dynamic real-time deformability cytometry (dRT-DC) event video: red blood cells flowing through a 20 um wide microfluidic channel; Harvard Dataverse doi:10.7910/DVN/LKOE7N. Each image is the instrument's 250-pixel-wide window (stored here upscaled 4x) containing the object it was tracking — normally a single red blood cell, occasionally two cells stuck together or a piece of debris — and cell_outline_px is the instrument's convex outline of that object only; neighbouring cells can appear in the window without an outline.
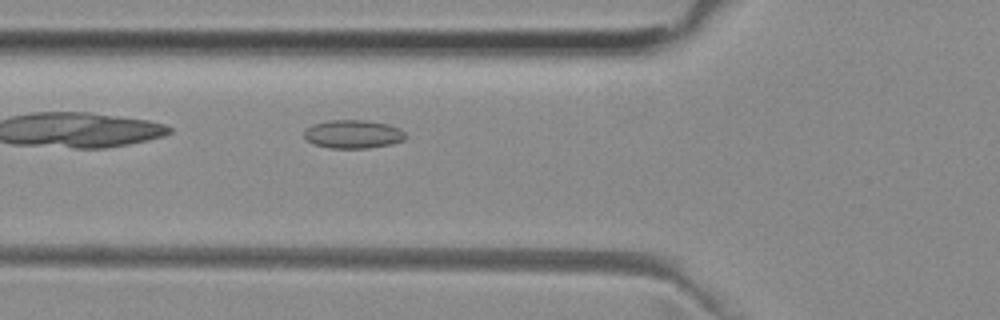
{"species": "common noctule bat (a hibernating species)", "species_latin": "Nyctalus noctula", "temperature_condition": "room temperature", "stored_images_in_passage": 30, "camera_frame_rate_fps": 3000, "um_per_image_px": 0.085, "animal": {"sex": "female", "body_mass_g": 29.2, "forearm_length_mm": 56.3}, "frame": {"image": 1, "passage_image": 4, "time_ms": 1.0, "image_size_px": [1000, 320], "cell_outline_px": [[408, 136], [404, 140], [392, 144], [368, 148], [328, 148], [312, 144], [304, 136], [304, 132], [312, 124], [328, 120], [364, 120], [388, 124], [400, 128]], "centroid_in_image_um": [30.03, 11.4], "position_along_channel_um": 95.8, "area_um2": 16.94}}
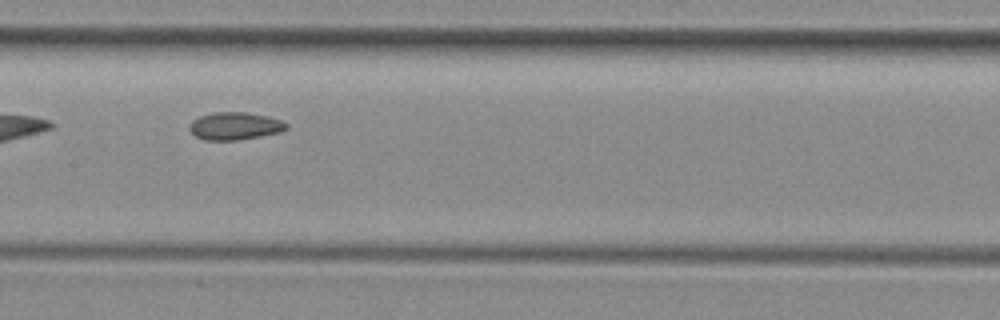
{"frame": {"image": 2, "passage_image": 11, "time_ms": 3.333, "image_size_px": [1000, 320], "cell_outline_px": [[288, 128], [280, 132], [260, 136], [236, 140], [204, 140], [196, 136], [188, 128], [188, 124], [192, 120], [200, 116], [216, 112], [248, 112], [268, 116], [280, 120], [288, 124]], "centroid_in_image_um": [19.95, 10.7], "position_along_channel_um": 187.4, "area_um2": 15.61}}
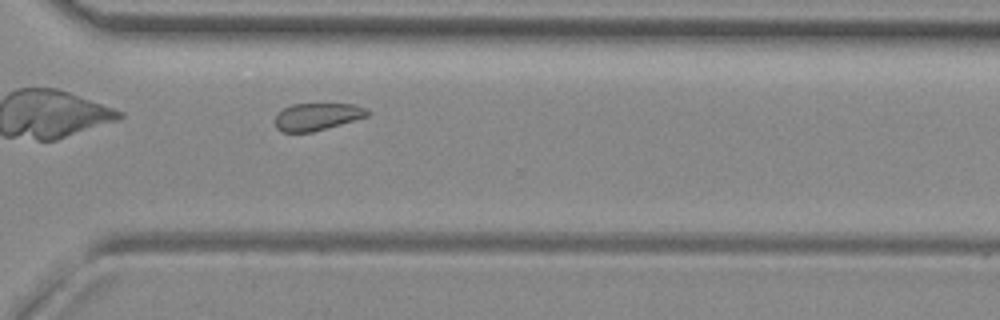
{"frame": {"image": 3, "passage_image": 23, "time_ms": 7.333, "image_size_px": [1000, 320], "cell_outline_px": [[368, 116], [312, 132], [284, 132], [276, 128], [276, 116], [284, 108], [292, 104], [356, 104], [368, 108]], "centroid_in_image_um": [26.98, 9.9], "position_along_channel_um": 343.6, "area_um2": 14.51}}